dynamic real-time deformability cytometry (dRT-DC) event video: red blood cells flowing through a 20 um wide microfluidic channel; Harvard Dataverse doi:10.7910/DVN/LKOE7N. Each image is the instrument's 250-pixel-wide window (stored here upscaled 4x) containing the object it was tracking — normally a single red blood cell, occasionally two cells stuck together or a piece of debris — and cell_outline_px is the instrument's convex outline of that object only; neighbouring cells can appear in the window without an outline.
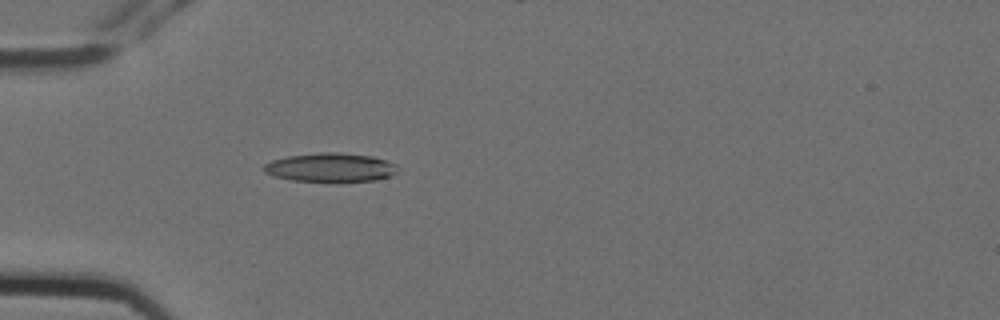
{"species": "Egyptian fruit bat (a non-hibernating species)", "species_latin": "Rousettus aegyptiacus", "temperature_condition": "cold", "stored_images_in_passage": 3, "camera_frame_rate_fps": 3000, "um_per_image_px": 0.085, "animal": {"sex": "female"}, "frame": {"image": 1, "passage_image": 3, "time_ms": 0.667, "image_size_px": [1000, 320], "cell_outline_px": [[400, 168], [392, 176], [376, 180], [336, 184], [292, 180], [272, 176], [264, 172], [264, 164], [272, 160], [288, 156], [320, 152], [336, 152], [372, 156], [396, 164]], "centroid_in_image_um": [28.12, 14.27], "position_along_channel_um": 56.9, "area_um2": 23.35}}